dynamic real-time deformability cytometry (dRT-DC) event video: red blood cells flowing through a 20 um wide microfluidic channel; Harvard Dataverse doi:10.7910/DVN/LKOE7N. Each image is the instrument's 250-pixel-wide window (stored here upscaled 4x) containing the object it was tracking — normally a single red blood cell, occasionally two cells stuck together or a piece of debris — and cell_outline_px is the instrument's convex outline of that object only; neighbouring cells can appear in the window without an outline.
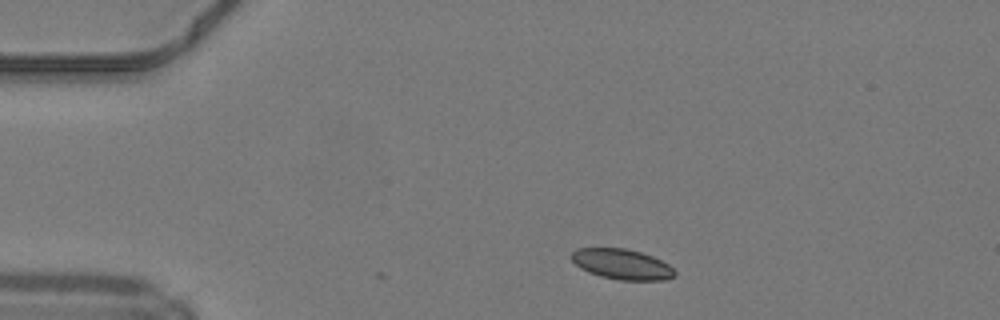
{"species": "common noctule bat (a hibernating species)", "species_latin": "Nyctalus noctula", "temperature_condition": "warm", "stored_images_in_passage": 3, "camera_frame_rate_fps": 3000, "um_per_image_px": 0.085, "animal": {"sex": "male", "body_mass_g": 19.2, "forearm_length_mm": 51.8}, "frame": {"image": 1, "passage_image": 3, "time_ms": 0.667, "image_size_px": [1000, 320], "cell_outline_px": [[676, 276], [664, 280], [620, 280], [600, 276], [588, 272], [580, 268], [572, 260], [572, 252], [576, 248], [624, 248], [640, 252], [652, 256], [668, 264], [676, 272]], "centroid_in_image_um": [52.86, 22.46], "position_along_channel_um": 32.1, "area_um2": 18.21}}